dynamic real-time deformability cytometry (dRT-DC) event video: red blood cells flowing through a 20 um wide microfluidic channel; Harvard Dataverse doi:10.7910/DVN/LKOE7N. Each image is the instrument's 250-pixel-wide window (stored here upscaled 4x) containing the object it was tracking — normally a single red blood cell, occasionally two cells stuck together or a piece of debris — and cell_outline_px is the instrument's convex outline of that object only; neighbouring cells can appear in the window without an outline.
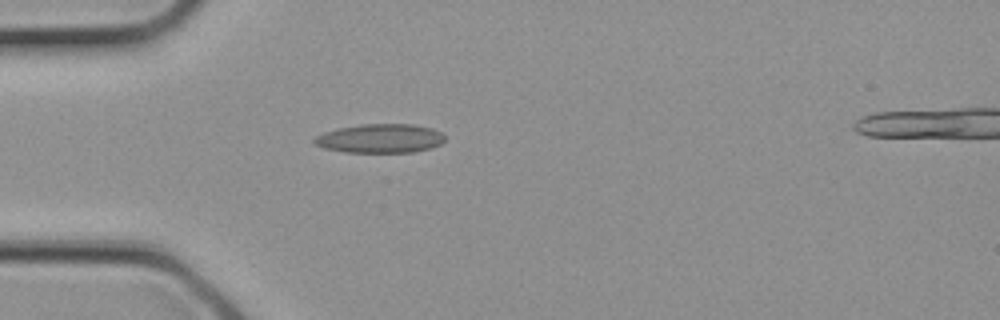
{"species": "common noctule bat (a hibernating species)", "species_latin": "Nyctalus noctula", "temperature_condition": "cold", "stored_images_in_passage": 4, "camera_frame_rate_fps": 3000, "um_per_image_px": 0.085, "animal": {"sex": "female", "body_mass_g": 21.9}, "frame": {"image": 1, "passage_image": 3, "time_ms": 0.667, "image_size_px": [1000, 320], "cell_outline_px": [[444, 140], [440, 144], [432, 148], [412, 152], [344, 152], [324, 148], [312, 144], [312, 140], [316, 136], [324, 132], [340, 128], [360, 124], [412, 124], [432, 128], [440, 132], [444, 136]], "centroid_in_image_um": [32.29, 11.77], "position_along_channel_um": 52.7, "area_um2": 22.08}}